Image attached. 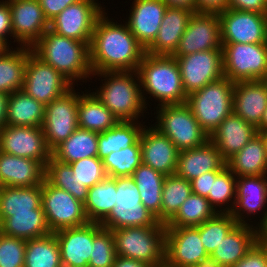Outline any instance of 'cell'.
Listing matches in <instances>:
<instances>
[{
  "mask_svg": "<svg viewBox=\"0 0 267 267\" xmlns=\"http://www.w3.org/2000/svg\"><path fill=\"white\" fill-rule=\"evenodd\" d=\"M4 192H5V186L0 184V205H1V201L3 199Z\"/></svg>",
  "mask_w": 267,
  "mask_h": 267,
  "instance_id": "cell-64",
  "label": "cell"
},
{
  "mask_svg": "<svg viewBox=\"0 0 267 267\" xmlns=\"http://www.w3.org/2000/svg\"><path fill=\"white\" fill-rule=\"evenodd\" d=\"M192 267H221L218 265L216 261L211 259L210 257L201 261L199 264L192 266Z\"/></svg>",
  "mask_w": 267,
  "mask_h": 267,
  "instance_id": "cell-60",
  "label": "cell"
},
{
  "mask_svg": "<svg viewBox=\"0 0 267 267\" xmlns=\"http://www.w3.org/2000/svg\"><path fill=\"white\" fill-rule=\"evenodd\" d=\"M45 165L34 159L17 157L0 151V184L11 187L42 185Z\"/></svg>",
  "mask_w": 267,
  "mask_h": 267,
  "instance_id": "cell-27",
  "label": "cell"
},
{
  "mask_svg": "<svg viewBox=\"0 0 267 267\" xmlns=\"http://www.w3.org/2000/svg\"><path fill=\"white\" fill-rule=\"evenodd\" d=\"M221 172L222 171H209L191 180L192 193L207 198L209 191H211L212 179H216Z\"/></svg>",
  "mask_w": 267,
  "mask_h": 267,
  "instance_id": "cell-51",
  "label": "cell"
},
{
  "mask_svg": "<svg viewBox=\"0 0 267 267\" xmlns=\"http://www.w3.org/2000/svg\"><path fill=\"white\" fill-rule=\"evenodd\" d=\"M137 72L146 107L149 106L146 94L150 95L148 99L153 97L157 103L159 102L157 107L187 102V95L175 57L145 53Z\"/></svg>",
  "mask_w": 267,
  "mask_h": 267,
  "instance_id": "cell-4",
  "label": "cell"
},
{
  "mask_svg": "<svg viewBox=\"0 0 267 267\" xmlns=\"http://www.w3.org/2000/svg\"><path fill=\"white\" fill-rule=\"evenodd\" d=\"M236 184L237 177L228 167L216 179H212L211 191L207 199L217 213H231L233 210L236 201Z\"/></svg>",
  "mask_w": 267,
  "mask_h": 267,
  "instance_id": "cell-44",
  "label": "cell"
},
{
  "mask_svg": "<svg viewBox=\"0 0 267 267\" xmlns=\"http://www.w3.org/2000/svg\"><path fill=\"white\" fill-rule=\"evenodd\" d=\"M224 77L233 82L261 80L267 71V43H222Z\"/></svg>",
  "mask_w": 267,
  "mask_h": 267,
  "instance_id": "cell-9",
  "label": "cell"
},
{
  "mask_svg": "<svg viewBox=\"0 0 267 267\" xmlns=\"http://www.w3.org/2000/svg\"><path fill=\"white\" fill-rule=\"evenodd\" d=\"M32 48L10 47L0 55V91L7 94L21 90L24 85V74L28 55Z\"/></svg>",
  "mask_w": 267,
  "mask_h": 267,
  "instance_id": "cell-34",
  "label": "cell"
},
{
  "mask_svg": "<svg viewBox=\"0 0 267 267\" xmlns=\"http://www.w3.org/2000/svg\"><path fill=\"white\" fill-rule=\"evenodd\" d=\"M222 49L218 13L194 12L172 56Z\"/></svg>",
  "mask_w": 267,
  "mask_h": 267,
  "instance_id": "cell-18",
  "label": "cell"
},
{
  "mask_svg": "<svg viewBox=\"0 0 267 267\" xmlns=\"http://www.w3.org/2000/svg\"><path fill=\"white\" fill-rule=\"evenodd\" d=\"M150 126L144 124L139 138L142 163L165 176L175 174L179 151L167 136Z\"/></svg>",
  "mask_w": 267,
  "mask_h": 267,
  "instance_id": "cell-21",
  "label": "cell"
},
{
  "mask_svg": "<svg viewBox=\"0 0 267 267\" xmlns=\"http://www.w3.org/2000/svg\"><path fill=\"white\" fill-rule=\"evenodd\" d=\"M13 38L12 23H11V10L7 0L0 1V37L10 46ZM10 41V42H9Z\"/></svg>",
  "mask_w": 267,
  "mask_h": 267,
  "instance_id": "cell-52",
  "label": "cell"
},
{
  "mask_svg": "<svg viewBox=\"0 0 267 267\" xmlns=\"http://www.w3.org/2000/svg\"><path fill=\"white\" fill-rule=\"evenodd\" d=\"M42 185L30 187L5 186L0 205V223L12 213H35L42 207Z\"/></svg>",
  "mask_w": 267,
  "mask_h": 267,
  "instance_id": "cell-38",
  "label": "cell"
},
{
  "mask_svg": "<svg viewBox=\"0 0 267 267\" xmlns=\"http://www.w3.org/2000/svg\"><path fill=\"white\" fill-rule=\"evenodd\" d=\"M115 202L110 214L100 223L103 228L166 226L142 204L139 189L131 176L116 177Z\"/></svg>",
  "mask_w": 267,
  "mask_h": 267,
  "instance_id": "cell-8",
  "label": "cell"
},
{
  "mask_svg": "<svg viewBox=\"0 0 267 267\" xmlns=\"http://www.w3.org/2000/svg\"><path fill=\"white\" fill-rule=\"evenodd\" d=\"M129 10L128 28L147 49L156 39L167 5L162 0H134Z\"/></svg>",
  "mask_w": 267,
  "mask_h": 267,
  "instance_id": "cell-22",
  "label": "cell"
},
{
  "mask_svg": "<svg viewBox=\"0 0 267 267\" xmlns=\"http://www.w3.org/2000/svg\"><path fill=\"white\" fill-rule=\"evenodd\" d=\"M26 240L0 232V267H24Z\"/></svg>",
  "mask_w": 267,
  "mask_h": 267,
  "instance_id": "cell-49",
  "label": "cell"
},
{
  "mask_svg": "<svg viewBox=\"0 0 267 267\" xmlns=\"http://www.w3.org/2000/svg\"><path fill=\"white\" fill-rule=\"evenodd\" d=\"M261 81L263 82L264 86L266 87L267 90V71L265 73V76L261 79Z\"/></svg>",
  "mask_w": 267,
  "mask_h": 267,
  "instance_id": "cell-65",
  "label": "cell"
},
{
  "mask_svg": "<svg viewBox=\"0 0 267 267\" xmlns=\"http://www.w3.org/2000/svg\"><path fill=\"white\" fill-rule=\"evenodd\" d=\"M209 258L200 238V225L166 227L165 265L192 267Z\"/></svg>",
  "mask_w": 267,
  "mask_h": 267,
  "instance_id": "cell-16",
  "label": "cell"
},
{
  "mask_svg": "<svg viewBox=\"0 0 267 267\" xmlns=\"http://www.w3.org/2000/svg\"><path fill=\"white\" fill-rule=\"evenodd\" d=\"M216 214L217 212L206 197L192 193L180 206L176 215L166 224V227H196Z\"/></svg>",
  "mask_w": 267,
  "mask_h": 267,
  "instance_id": "cell-41",
  "label": "cell"
},
{
  "mask_svg": "<svg viewBox=\"0 0 267 267\" xmlns=\"http://www.w3.org/2000/svg\"><path fill=\"white\" fill-rule=\"evenodd\" d=\"M258 133L262 136V138L264 140L265 149H266V153H267V131H265V132H258Z\"/></svg>",
  "mask_w": 267,
  "mask_h": 267,
  "instance_id": "cell-63",
  "label": "cell"
},
{
  "mask_svg": "<svg viewBox=\"0 0 267 267\" xmlns=\"http://www.w3.org/2000/svg\"><path fill=\"white\" fill-rule=\"evenodd\" d=\"M257 131L258 132H265L267 131V107L263 113L262 119H261V123L260 125L257 127Z\"/></svg>",
  "mask_w": 267,
  "mask_h": 267,
  "instance_id": "cell-61",
  "label": "cell"
},
{
  "mask_svg": "<svg viewBox=\"0 0 267 267\" xmlns=\"http://www.w3.org/2000/svg\"><path fill=\"white\" fill-rule=\"evenodd\" d=\"M72 87L54 67L44 63L33 52L28 55L22 90L30 97L47 105Z\"/></svg>",
  "mask_w": 267,
  "mask_h": 267,
  "instance_id": "cell-13",
  "label": "cell"
},
{
  "mask_svg": "<svg viewBox=\"0 0 267 267\" xmlns=\"http://www.w3.org/2000/svg\"><path fill=\"white\" fill-rule=\"evenodd\" d=\"M267 107V90L261 80L234 82L233 112L256 128Z\"/></svg>",
  "mask_w": 267,
  "mask_h": 267,
  "instance_id": "cell-26",
  "label": "cell"
},
{
  "mask_svg": "<svg viewBox=\"0 0 267 267\" xmlns=\"http://www.w3.org/2000/svg\"><path fill=\"white\" fill-rule=\"evenodd\" d=\"M266 206L267 175L237 177L236 201L230 213L237 223L254 226L255 220L254 223L250 221L251 215L253 217L260 212V221L267 212Z\"/></svg>",
  "mask_w": 267,
  "mask_h": 267,
  "instance_id": "cell-20",
  "label": "cell"
},
{
  "mask_svg": "<svg viewBox=\"0 0 267 267\" xmlns=\"http://www.w3.org/2000/svg\"><path fill=\"white\" fill-rule=\"evenodd\" d=\"M78 103L79 92L73 86L64 95L45 105L42 129L52 151L78 128Z\"/></svg>",
  "mask_w": 267,
  "mask_h": 267,
  "instance_id": "cell-11",
  "label": "cell"
},
{
  "mask_svg": "<svg viewBox=\"0 0 267 267\" xmlns=\"http://www.w3.org/2000/svg\"><path fill=\"white\" fill-rule=\"evenodd\" d=\"M218 15L222 43H267V14L227 8Z\"/></svg>",
  "mask_w": 267,
  "mask_h": 267,
  "instance_id": "cell-15",
  "label": "cell"
},
{
  "mask_svg": "<svg viewBox=\"0 0 267 267\" xmlns=\"http://www.w3.org/2000/svg\"><path fill=\"white\" fill-rule=\"evenodd\" d=\"M116 201V178L106 177L89 188L84 209L89 222L101 223L112 211Z\"/></svg>",
  "mask_w": 267,
  "mask_h": 267,
  "instance_id": "cell-39",
  "label": "cell"
},
{
  "mask_svg": "<svg viewBox=\"0 0 267 267\" xmlns=\"http://www.w3.org/2000/svg\"><path fill=\"white\" fill-rule=\"evenodd\" d=\"M95 76L104 79L92 93L119 122L139 121L142 116L146 117L144 113L148 108L142 97L137 71L99 72L92 75L93 78Z\"/></svg>",
  "mask_w": 267,
  "mask_h": 267,
  "instance_id": "cell-3",
  "label": "cell"
},
{
  "mask_svg": "<svg viewBox=\"0 0 267 267\" xmlns=\"http://www.w3.org/2000/svg\"><path fill=\"white\" fill-rule=\"evenodd\" d=\"M98 136V132L77 128L67 140L52 151V156L67 164L89 157H97Z\"/></svg>",
  "mask_w": 267,
  "mask_h": 267,
  "instance_id": "cell-36",
  "label": "cell"
},
{
  "mask_svg": "<svg viewBox=\"0 0 267 267\" xmlns=\"http://www.w3.org/2000/svg\"><path fill=\"white\" fill-rule=\"evenodd\" d=\"M32 52L44 63L54 67L74 87L81 80H92L90 50L86 42L67 38L47 29L32 47Z\"/></svg>",
  "mask_w": 267,
  "mask_h": 267,
  "instance_id": "cell-2",
  "label": "cell"
},
{
  "mask_svg": "<svg viewBox=\"0 0 267 267\" xmlns=\"http://www.w3.org/2000/svg\"><path fill=\"white\" fill-rule=\"evenodd\" d=\"M0 232L24 240L52 233L42 207L35 213H12L0 223Z\"/></svg>",
  "mask_w": 267,
  "mask_h": 267,
  "instance_id": "cell-35",
  "label": "cell"
},
{
  "mask_svg": "<svg viewBox=\"0 0 267 267\" xmlns=\"http://www.w3.org/2000/svg\"><path fill=\"white\" fill-rule=\"evenodd\" d=\"M193 13L184 8L167 7L157 37L146 49V53L172 56Z\"/></svg>",
  "mask_w": 267,
  "mask_h": 267,
  "instance_id": "cell-28",
  "label": "cell"
},
{
  "mask_svg": "<svg viewBox=\"0 0 267 267\" xmlns=\"http://www.w3.org/2000/svg\"><path fill=\"white\" fill-rule=\"evenodd\" d=\"M118 122L113 113L92 92H79L78 128L102 133Z\"/></svg>",
  "mask_w": 267,
  "mask_h": 267,
  "instance_id": "cell-32",
  "label": "cell"
},
{
  "mask_svg": "<svg viewBox=\"0 0 267 267\" xmlns=\"http://www.w3.org/2000/svg\"><path fill=\"white\" fill-rule=\"evenodd\" d=\"M256 244L255 228L237 224L209 256L221 267L237 264Z\"/></svg>",
  "mask_w": 267,
  "mask_h": 267,
  "instance_id": "cell-29",
  "label": "cell"
},
{
  "mask_svg": "<svg viewBox=\"0 0 267 267\" xmlns=\"http://www.w3.org/2000/svg\"><path fill=\"white\" fill-rule=\"evenodd\" d=\"M45 180L49 184L69 192L78 201L86 202L89 189L76 179L70 164L56 160L52 156L45 165Z\"/></svg>",
  "mask_w": 267,
  "mask_h": 267,
  "instance_id": "cell-43",
  "label": "cell"
},
{
  "mask_svg": "<svg viewBox=\"0 0 267 267\" xmlns=\"http://www.w3.org/2000/svg\"><path fill=\"white\" fill-rule=\"evenodd\" d=\"M156 109L153 127L167 136L179 152L199 147L210 139L186 103L161 105Z\"/></svg>",
  "mask_w": 267,
  "mask_h": 267,
  "instance_id": "cell-7",
  "label": "cell"
},
{
  "mask_svg": "<svg viewBox=\"0 0 267 267\" xmlns=\"http://www.w3.org/2000/svg\"><path fill=\"white\" fill-rule=\"evenodd\" d=\"M116 257L112 231L94 222V238L88 267H112Z\"/></svg>",
  "mask_w": 267,
  "mask_h": 267,
  "instance_id": "cell-47",
  "label": "cell"
},
{
  "mask_svg": "<svg viewBox=\"0 0 267 267\" xmlns=\"http://www.w3.org/2000/svg\"><path fill=\"white\" fill-rule=\"evenodd\" d=\"M107 15L97 19L89 45L92 73L137 71L146 49L124 20L119 24Z\"/></svg>",
  "mask_w": 267,
  "mask_h": 267,
  "instance_id": "cell-1",
  "label": "cell"
},
{
  "mask_svg": "<svg viewBox=\"0 0 267 267\" xmlns=\"http://www.w3.org/2000/svg\"><path fill=\"white\" fill-rule=\"evenodd\" d=\"M231 267H267V246L255 244L237 264Z\"/></svg>",
  "mask_w": 267,
  "mask_h": 267,
  "instance_id": "cell-50",
  "label": "cell"
},
{
  "mask_svg": "<svg viewBox=\"0 0 267 267\" xmlns=\"http://www.w3.org/2000/svg\"><path fill=\"white\" fill-rule=\"evenodd\" d=\"M167 7H176L188 9L192 12H196V1L195 0H162Z\"/></svg>",
  "mask_w": 267,
  "mask_h": 267,
  "instance_id": "cell-58",
  "label": "cell"
},
{
  "mask_svg": "<svg viewBox=\"0 0 267 267\" xmlns=\"http://www.w3.org/2000/svg\"><path fill=\"white\" fill-rule=\"evenodd\" d=\"M45 105L30 97L22 89L8 97L6 125L42 128Z\"/></svg>",
  "mask_w": 267,
  "mask_h": 267,
  "instance_id": "cell-31",
  "label": "cell"
},
{
  "mask_svg": "<svg viewBox=\"0 0 267 267\" xmlns=\"http://www.w3.org/2000/svg\"><path fill=\"white\" fill-rule=\"evenodd\" d=\"M76 179L91 188L107 177L102 160L98 157H89L70 163Z\"/></svg>",
  "mask_w": 267,
  "mask_h": 267,
  "instance_id": "cell-48",
  "label": "cell"
},
{
  "mask_svg": "<svg viewBox=\"0 0 267 267\" xmlns=\"http://www.w3.org/2000/svg\"><path fill=\"white\" fill-rule=\"evenodd\" d=\"M112 267H151L150 265L131 258L117 256Z\"/></svg>",
  "mask_w": 267,
  "mask_h": 267,
  "instance_id": "cell-57",
  "label": "cell"
},
{
  "mask_svg": "<svg viewBox=\"0 0 267 267\" xmlns=\"http://www.w3.org/2000/svg\"><path fill=\"white\" fill-rule=\"evenodd\" d=\"M9 45L0 37V55L9 49Z\"/></svg>",
  "mask_w": 267,
  "mask_h": 267,
  "instance_id": "cell-62",
  "label": "cell"
},
{
  "mask_svg": "<svg viewBox=\"0 0 267 267\" xmlns=\"http://www.w3.org/2000/svg\"><path fill=\"white\" fill-rule=\"evenodd\" d=\"M140 121H122L98 136L97 157L102 160L112 152L134 145L144 128Z\"/></svg>",
  "mask_w": 267,
  "mask_h": 267,
  "instance_id": "cell-37",
  "label": "cell"
},
{
  "mask_svg": "<svg viewBox=\"0 0 267 267\" xmlns=\"http://www.w3.org/2000/svg\"><path fill=\"white\" fill-rule=\"evenodd\" d=\"M236 177L267 175V153L262 136L258 133L247 145L226 161Z\"/></svg>",
  "mask_w": 267,
  "mask_h": 267,
  "instance_id": "cell-30",
  "label": "cell"
},
{
  "mask_svg": "<svg viewBox=\"0 0 267 267\" xmlns=\"http://www.w3.org/2000/svg\"><path fill=\"white\" fill-rule=\"evenodd\" d=\"M111 231L117 256L142 261L151 267L165 264L166 226H136Z\"/></svg>",
  "mask_w": 267,
  "mask_h": 267,
  "instance_id": "cell-5",
  "label": "cell"
},
{
  "mask_svg": "<svg viewBox=\"0 0 267 267\" xmlns=\"http://www.w3.org/2000/svg\"><path fill=\"white\" fill-rule=\"evenodd\" d=\"M24 267H63L54 233L26 240Z\"/></svg>",
  "mask_w": 267,
  "mask_h": 267,
  "instance_id": "cell-40",
  "label": "cell"
},
{
  "mask_svg": "<svg viewBox=\"0 0 267 267\" xmlns=\"http://www.w3.org/2000/svg\"><path fill=\"white\" fill-rule=\"evenodd\" d=\"M226 161L209 139L205 144L178 153L176 174L188 181L209 171H223Z\"/></svg>",
  "mask_w": 267,
  "mask_h": 267,
  "instance_id": "cell-25",
  "label": "cell"
},
{
  "mask_svg": "<svg viewBox=\"0 0 267 267\" xmlns=\"http://www.w3.org/2000/svg\"><path fill=\"white\" fill-rule=\"evenodd\" d=\"M131 177L139 189L142 204L161 223V196L166 176L142 163Z\"/></svg>",
  "mask_w": 267,
  "mask_h": 267,
  "instance_id": "cell-33",
  "label": "cell"
},
{
  "mask_svg": "<svg viewBox=\"0 0 267 267\" xmlns=\"http://www.w3.org/2000/svg\"><path fill=\"white\" fill-rule=\"evenodd\" d=\"M258 134L257 128L232 112L210 135V140L227 161Z\"/></svg>",
  "mask_w": 267,
  "mask_h": 267,
  "instance_id": "cell-24",
  "label": "cell"
},
{
  "mask_svg": "<svg viewBox=\"0 0 267 267\" xmlns=\"http://www.w3.org/2000/svg\"><path fill=\"white\" fill-rule=\"evenodd\" d=\"M11 10L14 43L32 48L49 29L38 0H7Z\"/></svg>",
  "mask_w": 267,
  "mask_h": 267,
  "instance_id": "cell-19",
  "label": "cell"
},
{
  "mask_svg": "<svg viewBox=\"0 0 267 267\" xmlns=\"http://www.w3.org/2000/svg\"><path fill=\"white\" fill-rule=\"evenodd\" d=\"M173 57L178 62L187 96L224 77L222 49H211L186 56Z\"/></svg>",
  "mask_w": 267,
  "mask_h": 267,
  "instance_id": "cell-14",
  "label": "cell"
},
{
  "mask_svg": "<svg viewBox=\"0 0 267 267\" xmlns=\"http://www.w3.org/2000/svg\"><path fill=\"white\" fill-rule=\"evenodd\" d=\"M191 194L190 181L176 173L167 175L162 188L161 223L166 225Z\"/></svg>",
  "mask_w": 267,
  "mask_h": 267,
  "instance_id": "cell-42",
  "label": "cell"
},
{
  "mask_svg": "<svg viewBox=\"0 0 267 267\" xmlns=\"http://www.w3.org/2000/svg\"><path fill=\"white\" fill-rule=\"evenodd\" d=\"M0 151L48 163L52 157L42 128L6 125L0 130Z\"/></svg>",
  "mask_w": 267,
  "mask_h": 267,
  "instance_id": "cell-17",
  "label": "cell"
},
{
  "mask_svg": "<svg viewBox=\"0 0 267 267\" xmlns=\"http://www.w3.org/2000/svg\"><path fill=\"white\" fill-rule=\"evenodd\" d=\"M196 12L219 13L228 8V0H195Z\"/></svg>",
  "mask_w": 267,
  "mask_h": 267,
  "instance_id": "cell-55",
  "label": "cell"
},
{
  "mask_svg": "<svg viewBox=\"0 0 267 267\" xmlns=\"http://www.w3.org/2000/svg\"><path fill=\"white\" fill-rule=\"evenodd\" d=\"M41 5L45 18L50 22L54 17L61 13L69 5L79 0H38Z\"/></svg>",
  "mask_w": 267,
  "mask_h": 267,
  "instance_id": "cell-53",
  "label": "cell"
},
{
  "mask_svg": "<svg viewBox=\"0 0 267 267\" xmlns=\"http://www.w3.org/2000/svg\"><path fill=\"white\" fill-rule=\"evenodd\" d=\"M108 177L131 176L133 172L142 164V153L139 140L126 149L112 152L102 159Z\"/></svg>",
  "mask_w": 267,
  "mask_h": 267,
  "instance_id": "cell-45",
  "label": "cell"
},
{
  "mask_svg": "<svg viewBox=\"0 0 267 267\" xmlns=\"http://www.w3.org/2000/svg\"><path fill=\"white\" fill-rule=\"evenodd\" d=\"M255 236H256V244H260L262 246H267V212L260 220V222L255 223Z\"/></svg>",
  "mask_w": 267,
  "mask_h": 267,
  "instance_id": "cell-56",
  "label": "cell"
},
{
  "mask_svg": "<svg viewBox=\"0 0 267 267\" xmlns=\"http://www.w3.org/2000/svg\"><path fill=\"white\" fill-rule=\"evenodd\" d=\"M97 0H79L69 5L49 22L56 34L90 45L97 19L105 8Z\"/></svg>",
  "mask_w": 267,
  "mask_h": 267,
  "instance_id": "cell-12",
  "label": "cell"
},
{
  "mask_svg": "<svg viewBox=\"0 0 267 267\" xmlns=\"http://www.w3.org/2000/svg\"><path fill=\"white\" fill-rule=\"evenodd\" d=\"M228 8L267 14V5L264 0H228Z\"/></svg>",
  "mask_w": 267,
  "mask_h": 267,
  "instance_id": "cell-54",
  "label": "cell"
},
{
  "mask_svg": "<svg viewBox=\"0 0 267 267\" xmlns=\"http://www.w3.org/2000/svg\"><path fill=\"white\" fill-rule=\"evenodd\" d=\"M237 224L230 213H217L200 225V238L209 256Z\"/></svg>",
  "mask_w": 267,
  "mask_h": 267,
  "instance_id": "cell-46",
  "label": "cell"
},
{
  "mask_svg": "<svg viewBox=\"0 0 267 267\" xmlns=\"http://www.w3.org/2000/svg\"><path fill=\"white\" fill-rule=\"evenodd\" d=\"M41 205L52 233L64 228L83 226L89 222L84 203L46 180L42 183Z\"/></svg>",
  "mask_w": 267,
  "mask_h": 267,
  "instance_id": "cell-10",
  "label": "cell"
},
{
  "mask_svg": "<svg viewBox=\"0 0 267 267\" xmlns=\"http://www.w3.org/2000/svg\"><path fill=\"white\" fill-rule=\"evenodd\" d=\"M8 97L9 94L0 91V130L6 126Z\"/></svg>",
  "mask_w": 267,
  "mask_h": 267,
  "instance_id": "cell-59",
  "label": "cell"
},
{
  "mask_svg": "<svg viewBox=\"0 0 267 267\" xmlns=\"http://www.w3.org/2000/svg\"><path fill=\"white\" fill-rule=\"evenodd\" d=\"M63 267H88L94 238V222L54 232Z\"/></svg>",
  "mask_w": 267,
  "mask_h": 267,
  "instance_id": "cell-23",
  "label": "cell"
},
{
  "mask_svg": "<svg viewBox=\"0 0 267 267\" xmlns=\"http://www.w3.org/2000/svg\"><path fill=\"white\" fill-rule=\"evenodd\" d=\"M233 89L234 82L223 77L187 96L186 104L209 136L233 112Z\"/></svg>",
  "mask_w": 267,
  "mask_h": 267,
  "instance_id": "cell-6",
  "label": "cell"
}]
</instances>
